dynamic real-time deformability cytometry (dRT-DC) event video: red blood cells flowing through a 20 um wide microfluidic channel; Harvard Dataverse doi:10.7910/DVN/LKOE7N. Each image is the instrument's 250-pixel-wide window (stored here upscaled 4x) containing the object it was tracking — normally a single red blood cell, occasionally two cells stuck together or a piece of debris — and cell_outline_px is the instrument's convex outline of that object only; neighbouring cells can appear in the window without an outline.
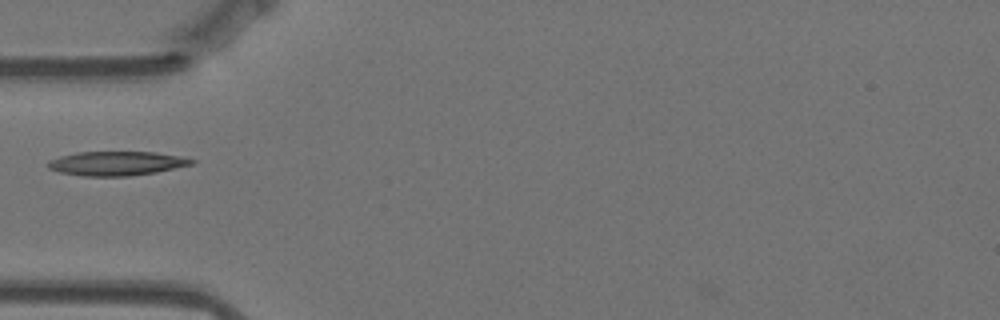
{"species": "Egyptian fruit bat (a non-hibernating species)", "species_latin": "Rousettus aegyptiacus", "temperature_condition": "warm", "stored_images_in_passage": 40, "camera_frame_rate_fps": 3000, "um_per_image_px": 0.085, "animal": {"sex": "female"}, "frame": {"image": 1, "passage_image": 1, "time_ms": 0.0, "image_size_px": [1000, 320], "cell_outline_px": [[196, 160], [192, 164], [156, 172], [128, 176], [84, 176], [60, 172], [48, 168], [48, 160], [60, 156], [76, 152], [156, 152], [184, 156]], "centroid_in_image_um": [9.92, 13.88], "position_along_channel_um": 75.1, "area_um2": 20.23}}
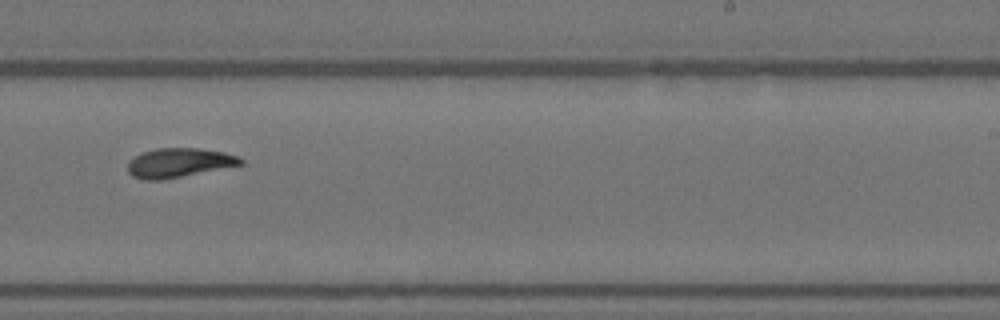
{"frame": {"image": 2, "passage_image": 18, "time_ms": 5.667, "image_size_px": [1000, 320], "cell_outline_px": [[244, 164], [160, 180], [144, 180], [132, 176], [128, 172], [128, 160], [144, 152], [156, 148], [200, 148], [224, 152], [240, 156], [244, 160]], "centroid_in_image_um": [15.22, 13.82], "position_along_channel_um": 273.8, "area_um2": 19.19}}
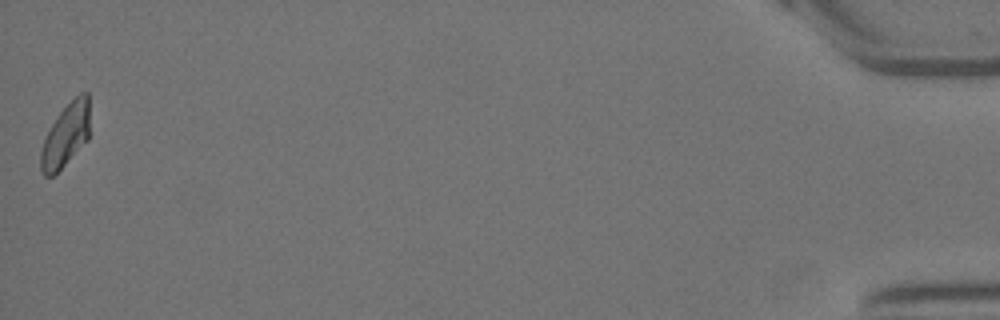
{"frame": {"image": 3, "passage_image": 40, "time_ms": 13.0, "image_size_px": [1000, 320], "cell_outline_px": [[88, 140], [52, 176], [44, 176], [40, 168], [40, 152], [44, 140], [52, 124], [60, 112], [80, 92], [88, 92]], "centroid_in_image_um": [5.57, 11.5], "position_along_channel_um": 429.6, "area_um2": 17.51}}